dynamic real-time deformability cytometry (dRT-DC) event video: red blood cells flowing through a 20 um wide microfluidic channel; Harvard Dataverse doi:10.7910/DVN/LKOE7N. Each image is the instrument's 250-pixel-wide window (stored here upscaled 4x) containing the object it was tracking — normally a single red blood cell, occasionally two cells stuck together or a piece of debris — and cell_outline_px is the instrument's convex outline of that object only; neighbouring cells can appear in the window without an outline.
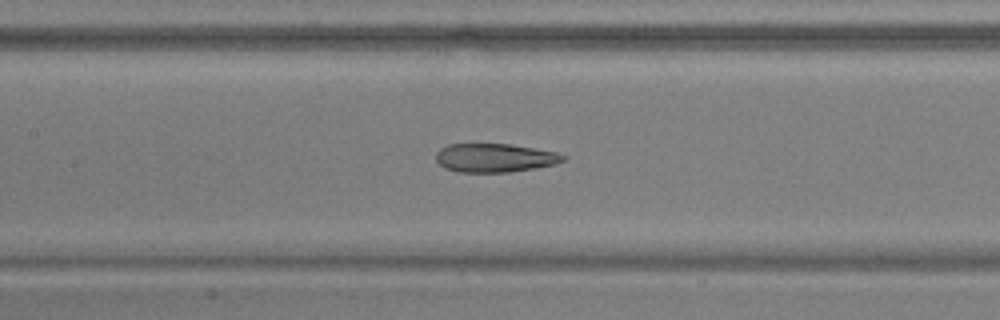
{"species": "common noctule bat (a hibernating species)", "species_latin": "Nyctalus noctula", "temperature_condition": "warm", "stored_images_in_passage": 24, "camera_frame_rate_fps": 3000, "um_per_image_px": 0.085, "animal": {"sex": "male", "body_mass_g": 17.9, "forearm_length_mm": 54.2}, "frame": {"image": 1, "passage_image": 24, "time_ms": 7.667, "image_size_px": [1000, 320], "cell_outline_px": [[568, 156], [564, 160], [556, 164], [536, 168], [508, 172], [460, 172], [444, 168], [436, 160], [436, 152], [440, 148], [448, 144], [508, 144], [556, 152]], "centroid_in_image_um": [42.05, 13.42], "position_along_channel_um": 165.3, "area_um2": 21.21}}